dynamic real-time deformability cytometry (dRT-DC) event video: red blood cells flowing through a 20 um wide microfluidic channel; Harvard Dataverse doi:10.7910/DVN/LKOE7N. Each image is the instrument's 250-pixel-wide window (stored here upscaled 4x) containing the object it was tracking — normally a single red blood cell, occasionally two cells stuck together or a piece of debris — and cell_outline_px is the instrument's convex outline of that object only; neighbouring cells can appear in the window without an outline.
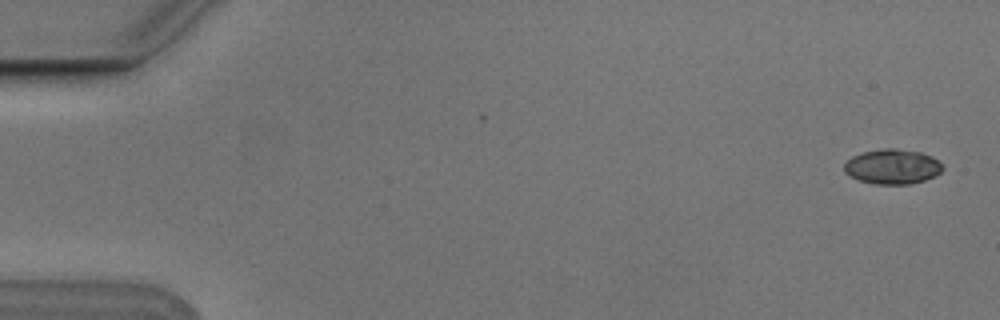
{"species": "Egyptian fruit bat (a non-hibernating species)", "species_latin": "Rousettus aegyptiacus", "temperature_condition": "cold", "stored_images_in_passage": 8, "camera_frame_rate_fps": 3000, "um_per_image_px": 0.085, "animal": {"sex": "male"}, "frame": {"image": 1, "passage_image": 1, "time_ms": 0.0, "image_size_px": [1000, 320], "cell_outline_px": [[944, 168], [936, 176], [924, 180], [908, 184], [876, 184], [860, 180], [848, 176], [844, 172], [844, 164], [852, 156], [864, 152], [884, 148], [896, 148], [920, 152], [932, 156]], "centroid_in_image_um": [75.84, 14.16], "position_along_channel_um": 9.2, "area_um2": 19.94}}
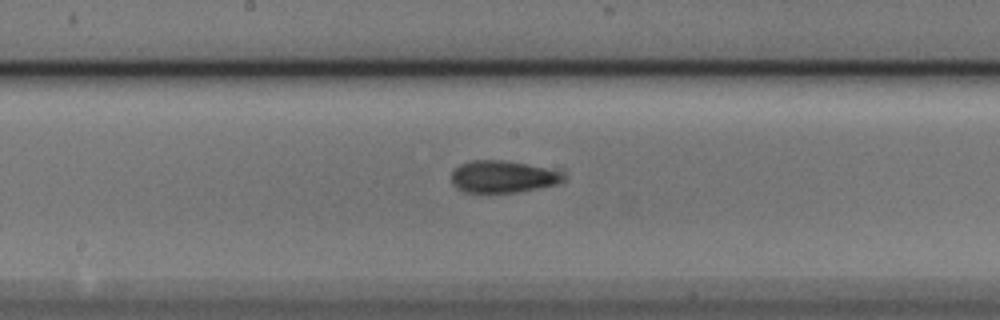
{"frame": {"image": 2, "passage_image": 8, "time_ms": 2.333, "image_size_px": [1000, 320], "cell_outline_px": [[568, 180], [560, 184], [520, 192], [464, 192], [456, 188], [452, 184], [452, 172], [460, 164], [472, 160], [504, 160], [568, 168]], "centroid_in_image_um": [43.0, 14.99], "position_along_channel_um": 205.2, "area_um2": 22.31}}